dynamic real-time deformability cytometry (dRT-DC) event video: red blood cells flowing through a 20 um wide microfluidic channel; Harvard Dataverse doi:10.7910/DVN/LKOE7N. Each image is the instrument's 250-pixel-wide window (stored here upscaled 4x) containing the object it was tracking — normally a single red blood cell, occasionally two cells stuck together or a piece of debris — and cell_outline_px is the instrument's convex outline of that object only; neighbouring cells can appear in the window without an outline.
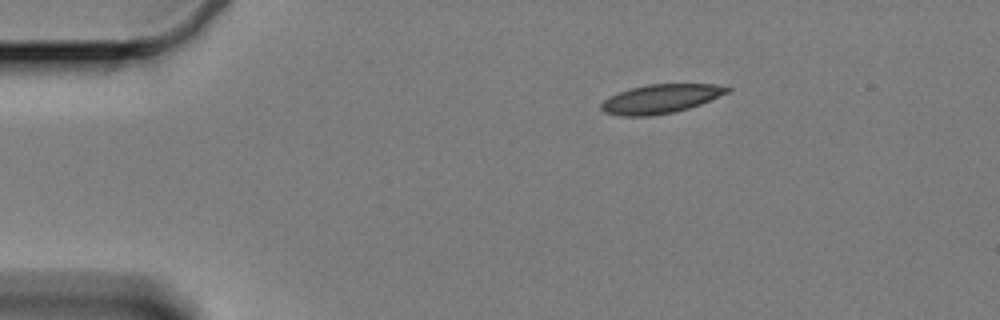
{"species": "Egyptian fruit bat (a non-hibernating species)", "species_latin": "Rousettus aegyptiacus", "temperature_condition": "cold", "stored_images_in_passage": 51, "camera_frame_rate_fps": 3000, "um_per_image_px": 0.085, "animal": {"sex": "female"}, "frame": {"image": 1, "passage_image": 1, "time_ms": 0.0, "image_size_px": [1000, 320], "cell_outline_px": [[732, 88], [728, 92], [700, 104], [676, 112], [648, 116], [624, 116], [604, 112], [600, 108], [600, 104], [608, 96], [632, 88], [648, 84], [716, 84]], "centroid_in_image_um": [56.13, 8.4], "position_along_channel_um": 28.9, "area_um2": 21.1}}
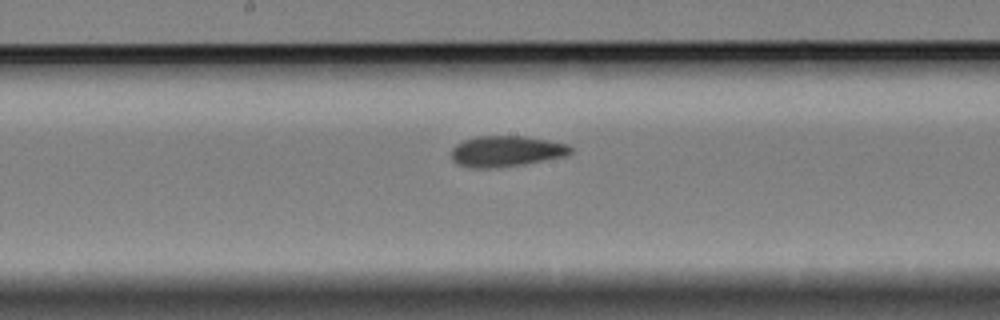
{"frame": {"image": 2, "passage_image": 22, "time_ms": 7.0, "image_size_px": [1000, 320], "cell_outline_px": [[572, 152], [564, 156], [524, 164], [492, 168], [472, 168], [456, 164], [452, 160], [452, 148], [456, 144], [464, 140], [476, 136], [524, 136], [548, 140], [568, 144], [572, 148]], "centroid_in_image_um": [43.0, 12.85], "position_along_channel_um": 205.2, "area_um2": 21.44}}
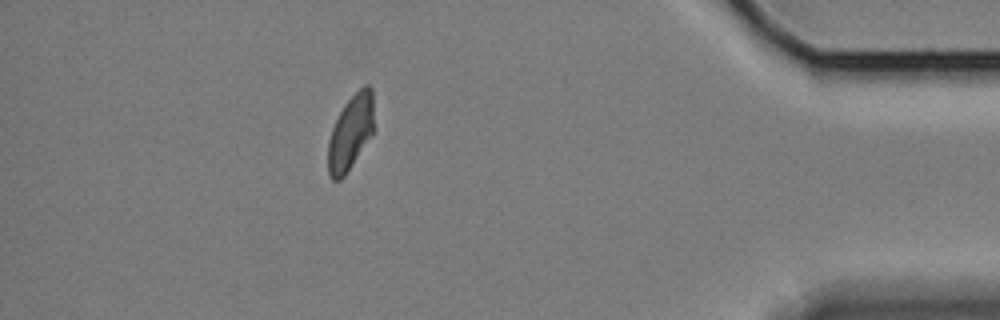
{"frame": {"image": 3, "passage_image": 44, "time_ms": 14.333, "image_size_px": [1000, 320], "cell_outline_px": [[372, 132], [344, 176], [340, 180], [332, 180], [328, 172], [328, 140], [332, 128], [344, 104], [364, 84], [368, 84], [372, 88]], "centroid_in_image_um": [29.76, 11.25], "position_along_channel_um": 405.4, "area_um2": 19.36}, "authors_computed_cell_mechanics": {"area_um2": 21.386, "velocity_mm_per_s": 3.3292, "shape_relaxation_time_tau1_ms": 10.2313, "shape_relaxation_time_tau2_ms": 2.8125, "deformation_change_tau1": 0.1783, "deformation_change_tau2": 0.0791}}